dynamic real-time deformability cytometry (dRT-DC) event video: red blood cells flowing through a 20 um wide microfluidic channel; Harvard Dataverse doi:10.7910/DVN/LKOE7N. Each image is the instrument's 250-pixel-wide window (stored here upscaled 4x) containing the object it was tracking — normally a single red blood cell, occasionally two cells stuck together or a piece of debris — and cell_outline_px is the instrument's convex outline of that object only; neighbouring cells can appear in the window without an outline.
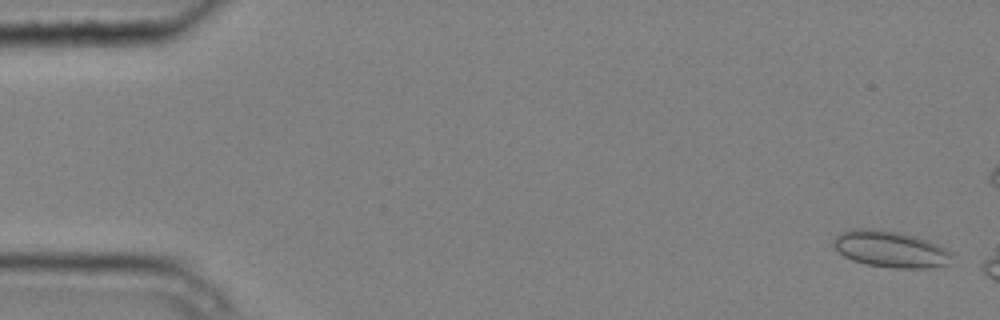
{"species": "common noctule bat (a hibernating species)", "species_latin": "Nyctalus noctula", "temperature_condition": "cold", "stored_images_in_passage": 5, "camera_frame_rate_fps": 3000, "um_per_image_px": 0.085, "animal": {"sex": "male", "body_mass_g": 20.4}, "frame": {"image": 1, "passage_image": 1, "time_ms": 0.0, "image_size_px": [1000, 320], "cell_outline_px": [[956, 256], [948, 264], [932, 268], [896, 268], [868, 264], [852, 260], [844, 256], [832, 244], [832, 240], [840, 232], [852, 228], [872, 228], [896, 232], [916, 236], [940, 244], [952, 252]], "centroid_in_image_um": [75.74, 21.17], "position_along_channel_um": 9.3, "area_um2": 25.49}}